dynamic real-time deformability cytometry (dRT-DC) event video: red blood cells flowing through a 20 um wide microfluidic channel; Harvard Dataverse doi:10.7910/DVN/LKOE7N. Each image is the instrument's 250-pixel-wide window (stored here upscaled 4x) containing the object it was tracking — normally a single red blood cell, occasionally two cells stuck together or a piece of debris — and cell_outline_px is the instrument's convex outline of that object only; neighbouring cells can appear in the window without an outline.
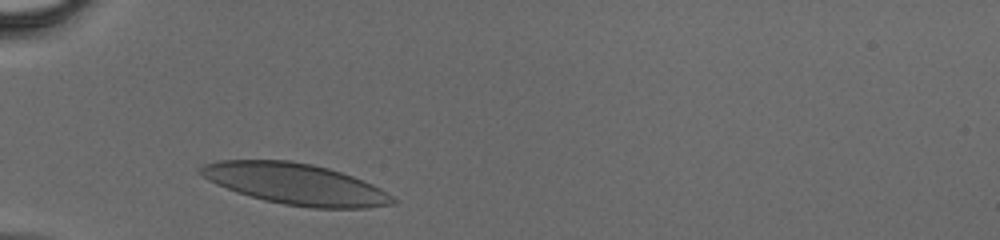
{"species": "human", "species_latin": "Homo sapiens", "temperature_condition": "cold", "stored_images_in_passage": 24, "camera_frame_rate_fps": 3000, "um_per_image_px": 0.085, "donor": {"sex": "male"}, "frame": {"image": 1, "passage_image": 1, "time_ms": 0.0, "image_size_px": [1000, 240], "cell_outline_px": [[400, 200], [396, 204], [368, 208], [312, 208], [284, 204], [264, 200], [236, 192], [216, 184], [208, 180], [200, 172], [200, 168], [204, 164], [220, 160], [288, 160], [312, 164], [328, 168], [364, 180], [388, 192]], "centroid_in_image_um": [25.19, 15.65], "position_along_channel_um": 59.8, "area_um2": 46.12}}
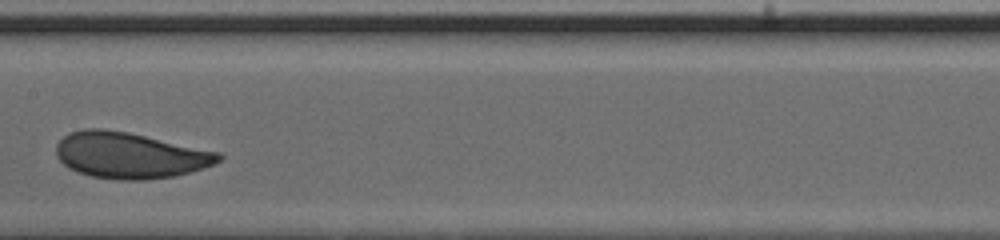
{"frame": {"image": 2, "passage_image": 11, "time_ms": 3.333, "image_size_px": [1000, 240], "cell_outline_px": [[224, 156], [220, 160], [212, 164], [188, 172], [172, 176], [144, 180], [120, 180], [92, 176], [68, 168], [56, 156], [56, 144], [68, 132], [84, 128], [104, 128], [128, 132], [220, 152]], "centroid_in_image_um": [11.0, 13.18], "position_along_channel_um": 196.4, "area_um2": 43.41}}
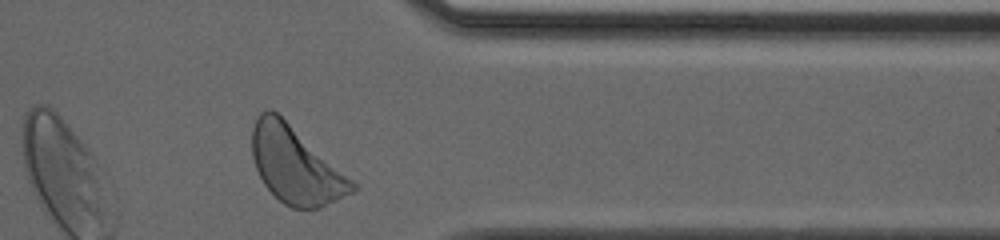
{"frame": {"image": 3, "passage_image": 24, "time_ms": 7.667, "image_size_px": [1000, 240], "cell_outline_px": [[360, 188], [320, 208], [292, 208], [284, 204], [264, 184], [256, 168], [252, 156], [252, 128], [256, 116], [260, 112], [268, 108], [276, 112], [360, 184]], "centroid_in_image_um": [25.16, 14.04], "position_along_channel_um": 386.2, "area_um2": 44.74}}